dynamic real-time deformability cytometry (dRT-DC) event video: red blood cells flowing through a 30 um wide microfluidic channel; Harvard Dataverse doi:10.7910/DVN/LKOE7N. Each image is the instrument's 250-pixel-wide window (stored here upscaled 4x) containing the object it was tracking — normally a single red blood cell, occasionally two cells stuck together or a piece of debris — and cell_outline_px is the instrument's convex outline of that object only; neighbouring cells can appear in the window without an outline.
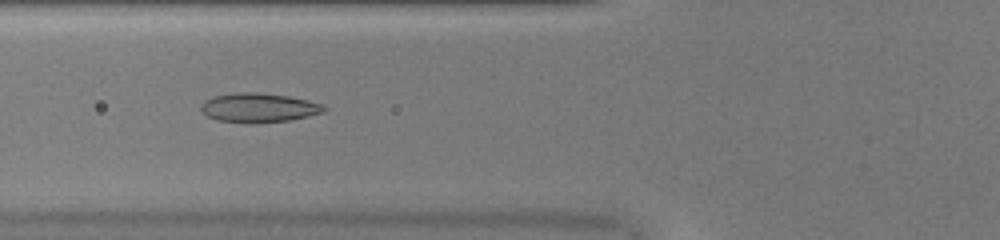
{"species": "common noctule bat (a hibernating species)", "species_latin": "Nyctalus noctula", "temperature_condition": "warm", "stored_images_in_passage": 50, "camera_frame_rate_fps": 3000, "um_per_image_px": 0.085, "animal": {"sex": "female", "body_mass_g": 20.0, "forearm_length_mm": 54.0}, "frame": {"image": 1, "passage_image": 19, "time_ms": 6.0, "image_size_px": [1000, 240], "cell_outline_px": [[328, 108], [324, 112], [308, 116], [288, 120], [252, 124], [248, 124], [216, 120], [208, 116], [200, 108], [200, 104], [204, 100], [212, 96], [236, 92], [256, 92], [288, 96], [324, 104]], "centroid_in_image_um": [21.97, 9.16], "position_along_channel_um": 103.8, "area_um2": 21.21}}
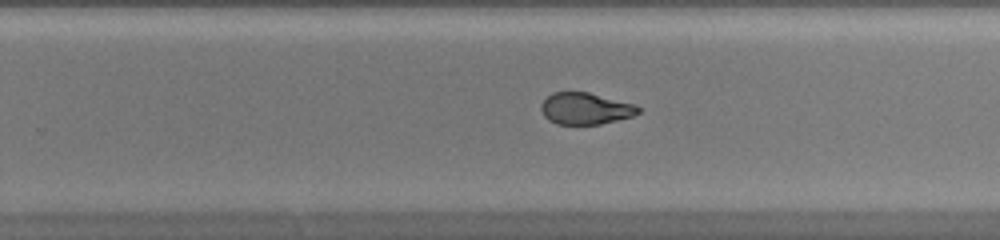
{"frame": {"image": 2, "passage_image": 32, "time_ms": 10.333, "image_size_px": [1000, 240], "cell_outline_px": [[640, 112], [632, 116], [600, 124], [556, 124], [548, 120], [544, 116], [540, 108], [540, 104], [552, 92], [588, 92], [636, 104], [640, 108]], "centroid_in_image_um": [49.75, 9.22], "position_along_channel_um": 280.1, "area_um2": 17.98}}
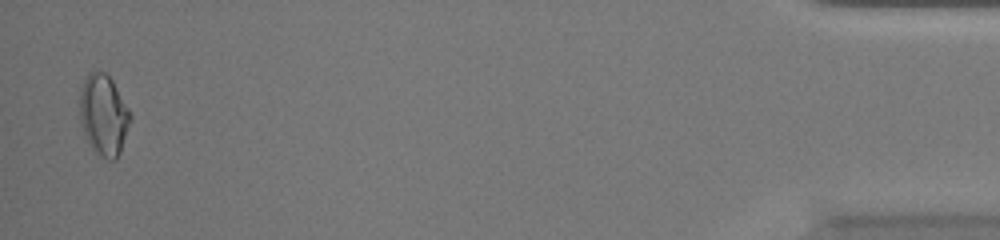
{"frame": {"image": 3, "passage_image": 49, "time_ms": 16.0, "image_size_px": [1000, 240], "cell_outline_px": [[132, 120], [120, 152], [116, 160], [108, 160], [96, 152], [92, 148], [84, 136], [80, 120], [80, 92], [84, 80], [88, 72], [104, 72], [112, 80], [128, 108], [132, 116]], "centroid_in_image_um": [8.81, 9.8], "position_along_channel_um": 426.4, "area_um2": 23.81}, "authors_computed_cell_mechanics": {"area_um2": 21.0103, "velocity_mm_per_s": 4.0685, "shape_relaxation_time_tau1_ms": null, "shape_relaxation_time_tau2_ms": 0.7574, "deformation_change_tau1": null, "deformation_change_tau2": 0.0545}}